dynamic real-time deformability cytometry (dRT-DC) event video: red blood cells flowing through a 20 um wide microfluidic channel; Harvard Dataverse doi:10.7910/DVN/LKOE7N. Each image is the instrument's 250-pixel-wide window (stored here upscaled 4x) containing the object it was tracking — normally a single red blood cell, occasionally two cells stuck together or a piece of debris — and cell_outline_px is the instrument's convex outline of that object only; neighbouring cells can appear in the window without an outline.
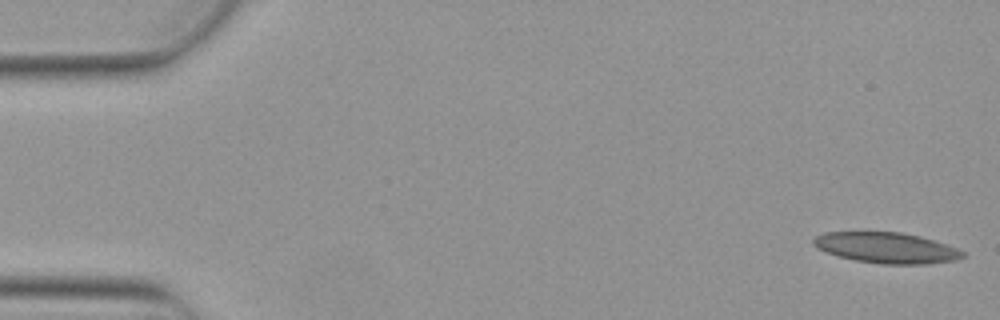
{"species": "Egyptian fruit bat (a non-hibernating species)", "species_latin": "Rousettus aegyptiacus", "temperature_condition": "warm", "stored_images_in_passage": 5, "camera_frame_rate_fps": 3000, "um_per_image_px": 0.085, "animal": {"sex": "female"}, "frame": {"image": 1, "passage_image": 1, "time_ms": 0.0, "image_size_px": [1000, 320], "cell_outline_px": [[964, 256], [956, 260], [924, 264], [880, 264], [856, 260], [840, 256], [816, 248], [812, 244], [812, 240], [816, 236], [824, 232], [900, 232], [920, 236], [956, 248], [964, 252]], "centroid_in_image_um": [75.32, 21.06], "position_along_channel_um": 9.7, "area_um2": 26.47}}